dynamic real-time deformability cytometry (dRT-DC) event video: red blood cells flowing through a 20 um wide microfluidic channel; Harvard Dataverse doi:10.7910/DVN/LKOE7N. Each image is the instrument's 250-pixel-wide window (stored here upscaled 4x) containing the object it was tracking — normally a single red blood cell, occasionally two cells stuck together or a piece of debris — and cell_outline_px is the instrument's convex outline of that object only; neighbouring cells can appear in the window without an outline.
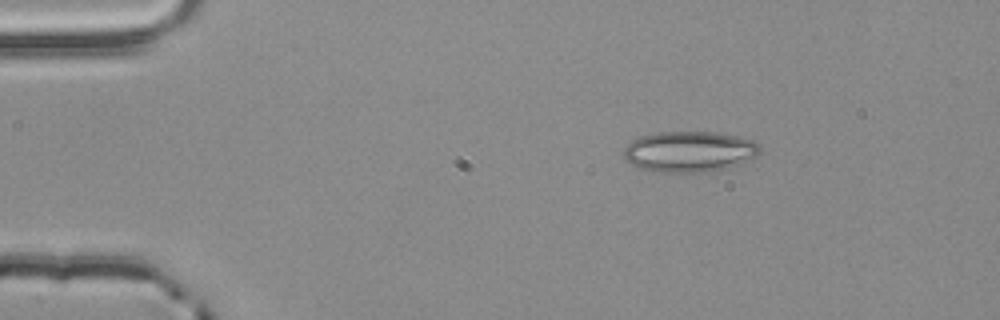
{"species": "common noctule bat (a hibernating species)", "species_latin": "Nyctalus noctula", "temperature_condition": "room temperature", "stored_images_in_passage": 2, "camera_frame_rate_fps": 3000, "um_per_image_px": 0.085, "animal": {"sex": "male", "body_mass_g": 20.4}, "frame": {"image": 1, "passage_image": 1, "time_ms": 0.0, "image_size_px": [1000, 320], "cell_outline_px": [[760, 152], [756, 156], [736, 164], [724, 168], [704, 172], [660, 172], [640, 168], [632, 164], [624, 156], [624, 148], [632, 140], [640, 136], [656, 132], [716, 132], [736, 136], [752, 140], [760, 144]], "centroid_in_image_um": [58.58, 12.87], "position_along_channel_um": 26.4, "area_um2": 32.08}}